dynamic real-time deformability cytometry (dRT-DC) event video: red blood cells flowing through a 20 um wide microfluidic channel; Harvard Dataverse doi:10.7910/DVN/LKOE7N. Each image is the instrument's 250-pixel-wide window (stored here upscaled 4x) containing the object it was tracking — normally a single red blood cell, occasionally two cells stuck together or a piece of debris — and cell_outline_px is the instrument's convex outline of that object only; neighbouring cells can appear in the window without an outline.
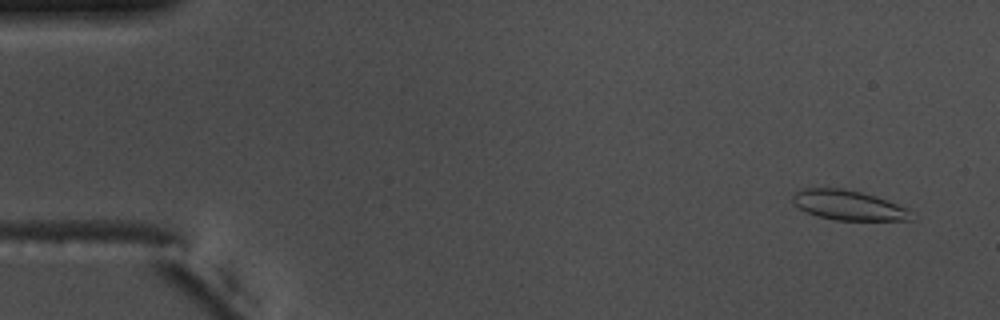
{"species": "common noctule bat (a hibernating species)", "species_latin": "Nyctalus noctula", "temperature_condition": "warm", "stored_images_in_passage": 55, "camera_frame_rate_fps": 3000, "um_per_image_px": 0.085, "animal": {"sex": "male", "body_mass_g": 17.5, "forearm_length_mm": 52.3}, "frame": {"image": 1, "passage_image": 4, "time_ms": 1.0, "image_size_px": [1000, 320], "cell_outline_px": [[912, 220], [836, 220], [816, 216], [804, 212], [792, 204], [792, 196], [796, 192], [804, 188], [844, 188], [876, 196], [908, 208]], "centroid_in_image_um": [72.05, 17.44], "position_along_channel_um": 12.9, "area_um2": 20.69}}
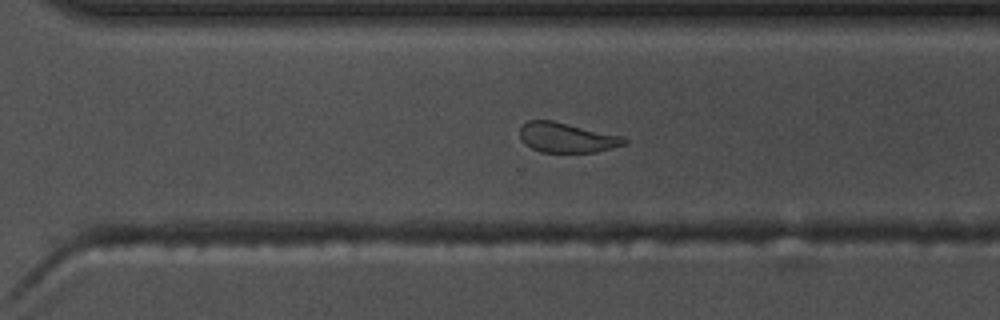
{"frame": {"image": 2, "passage_image": 39, "time_ms": 12.667, "image_size_px": [1000, 320], "cell_outline_px": [[628, 144], [596, 152], [540, 152], [524, 144], [520, 140], [520, 128], [528, 120], [552, 120], [624, 136], [628, 140]], "centroid_in_image_um": [48.2, 11.7], "position_along_channel_um": 322.4, "area_um2": 18.38}}
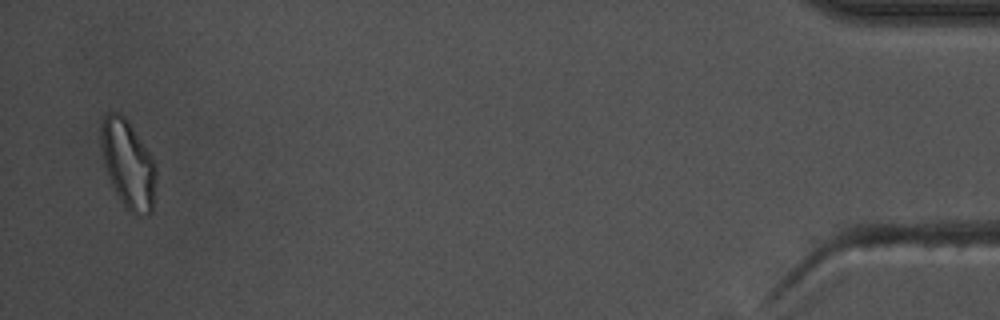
{"frame": {"image": 3, "passage_image": 54, "time_ms": 17.667, "image_size_px": [1000, 320], "cell_outline_px": [[156, 180], [152, 212], [148, 216], [136, 216], [124, 204], [116, 192], [108, 176], [104, 164], [100, 140], [100, 124], [104, 112], [120, 112], [128, 120], [156, 164]], "centroid_in_image_um": [10.88, 13.92], "position_along_channel_um": 424.3, "area_um2": 28.38}, "authors_computed_cell_mechanics": {"area_um2": 19.9988, "velocity_mm_per_s": 3.7341, "shape_relaxation_time_tau1_ms": null, "shape_relaxation_time_tau2_ms": 1.4492, "deformation_change_tau1": null, "deformation_change_tau2": 0.0745}}